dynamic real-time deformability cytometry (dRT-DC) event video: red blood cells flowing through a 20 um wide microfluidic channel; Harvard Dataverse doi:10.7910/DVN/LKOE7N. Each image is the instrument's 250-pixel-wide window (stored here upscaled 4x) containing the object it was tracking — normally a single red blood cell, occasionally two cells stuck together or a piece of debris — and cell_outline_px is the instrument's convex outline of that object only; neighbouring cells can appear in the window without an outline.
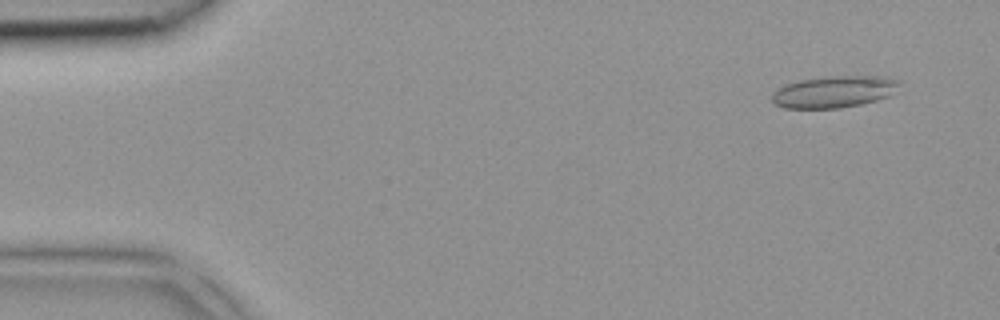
{"species": "common noctule bat (a hibernating species)", "species_latin": "Nyctalus noctula", "temperature_condition": "room temperature", "stored_images_in_passage": 5, "camera_frame_rate_fps": 3000, "um_per_image_px": 0.085, "animal": {"sex": "female", "body_mass_g": 18.4}, "frame": {"image": 1, "passage_image": 1, "time_ms": 0.0, "image_size_px": [1000, 320], "cell_outline_px": [[900, 84], [888, 96], [876, 100], [860, 104], [840, 108], [784, 108], [776, 104], [772, 100], [772, 92], [776, 88], [784, 84], [800, 80], [824, 76], [888, 76], [900, 80]], "centroid_in_image_um": [70.87, 7.78], "position_along_channel_um": 14.1, "area_um2": 23.7}}
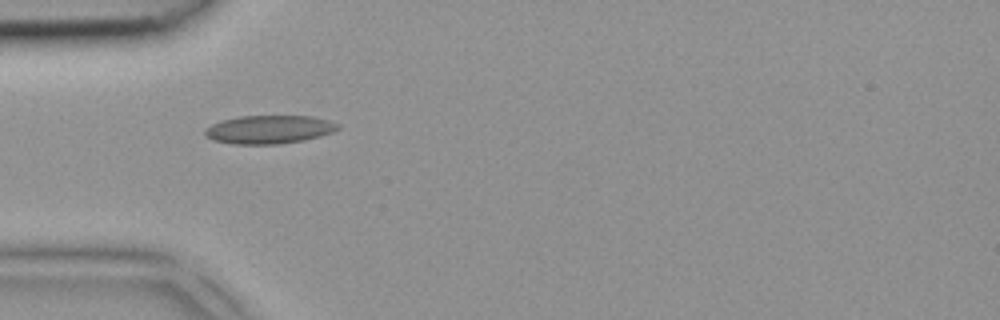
{"frame": {"image": 2, "passage_image": 4, "time_ms": 1.0, "image_size_px": [1000, 320], "cell_outline_px": [[340, 128], [332, 132], [320, 136], [304, 140], [276, 144], [232, 144], [212, 140], [204, 136], [204, 128], [212, 124], [224, 120], [240, 116], [312, 116], [328, 120], [340, 124]], "centroid_in_image_um": [22.86, 11.01], "position_along_channel_um": 62.1, "area_um2": 22.02}}